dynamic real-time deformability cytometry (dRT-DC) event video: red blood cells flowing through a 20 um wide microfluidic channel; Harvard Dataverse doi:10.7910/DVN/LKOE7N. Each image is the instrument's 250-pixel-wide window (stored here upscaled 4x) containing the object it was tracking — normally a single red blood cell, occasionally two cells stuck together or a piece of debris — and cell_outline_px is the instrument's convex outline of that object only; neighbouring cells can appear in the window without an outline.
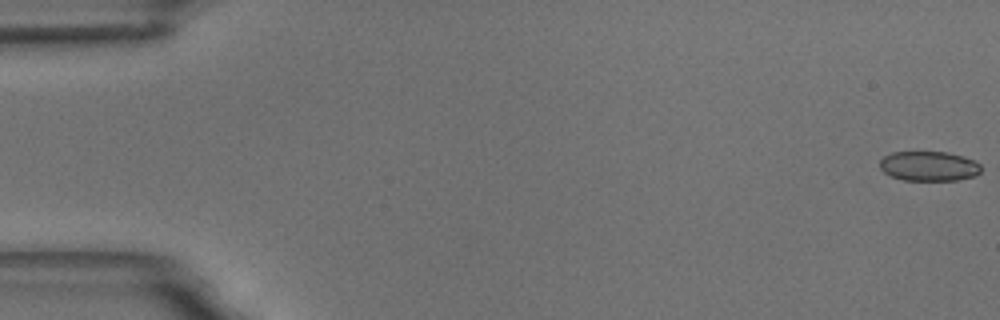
{"species": "common noctule bat (a hibernating species)", "species_latin": "Nyctalus noctula", "temperature_condition": "room temperature", "stored_images_in_passage": 58, "camera_frame_rate_fps": 3000, "um_per_image_px": 0.085, "animal": {"sex": "male", "body_mass_g": 18.8}, "frame": {"image": 1, "passage_image": 1, "time_ms": 0.0, "image_size_px": [1000, 320], "cell_outline_px": [[980, 172], [976, 176], [956, 180], [904, 180], [892, 176], [884, 172], [880, 168], [880, 160], [884, 156], [892, 152], [948, 152], [964, 156], [976, 160], [980, 164]], "centroid_in_image_um": [78.98, 14.11], "position_along_channel_um": 6.0, "area_um2": 17.63}}
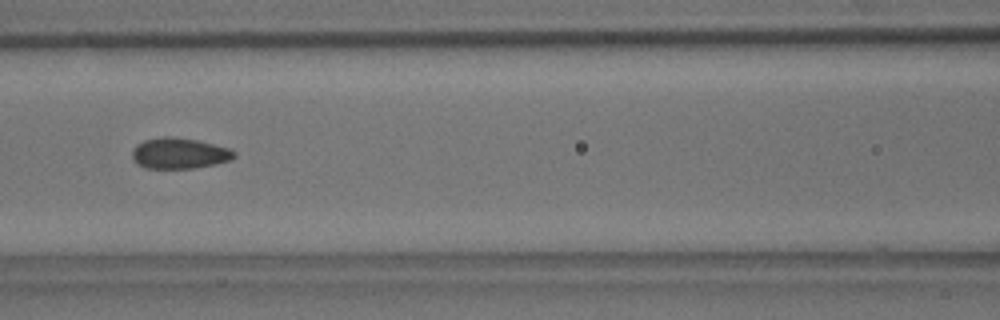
{"frame": {"image": 2, "passage_image": 26, "time_ms": 8.333, "image_size_px": [1000, 320], "cell_outline_px": [[236, 156], [232, 160], [216, 164], [192, 168], [144, 168], [136, 164], [132, 160], [132, 148], [136, 144], [144, 140], [160, 136], [172, 136], [196, 140], [228, 148], [236, 152]], "centroid_in_image_um": [15.2, 13.03], "position_along_channel_um": 151.4, "area_um2": 18.55}}
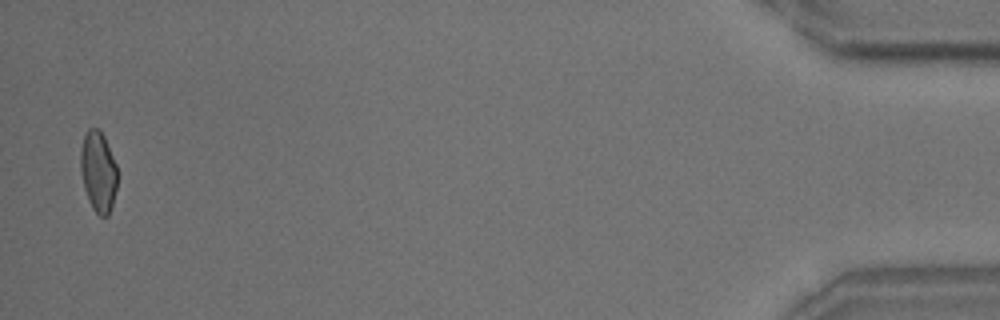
{"frame": {"image": 3, "passage_image": 57, "time_ms": 18.667, "image_size_px": [1000, 320], "cell_outline_px": [[116, 188], [112, 204], [108, 216], [100, 216], [92, 208], [88, 200], [84, 188], [80, 172], [80, 148], [84, 136], [88, 128], [100, 128], [104, 136], [116, 164]], "centroid_in_image_um": [8.32, 14.56], "position_along_channel_um": 426.9, "area_um2": 17.34}, "authors_computed_cell_mechanics": {"area_um2": 18.207, "velocity_mm_per_s": 3.5273, "shape_relaxation_time_tau1_ms": 8.1005, "shape_relaxation_time_tau2_ms": 0.9111, "deformation_change_tau1": 0.1309, "deformation_change_tau2": 0.0602}}